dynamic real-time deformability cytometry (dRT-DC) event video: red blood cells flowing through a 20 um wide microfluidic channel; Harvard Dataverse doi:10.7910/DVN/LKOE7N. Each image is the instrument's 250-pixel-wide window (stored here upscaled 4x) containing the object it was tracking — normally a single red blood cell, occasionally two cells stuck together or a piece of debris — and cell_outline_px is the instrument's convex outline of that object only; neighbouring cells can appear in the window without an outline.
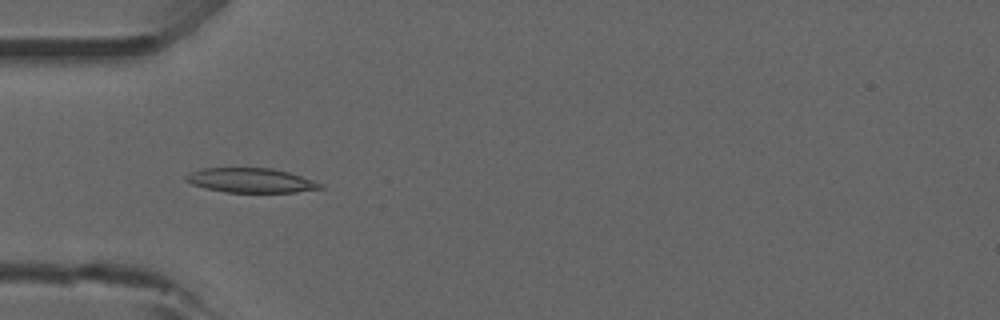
{"species": "common noctule bat (a hibernating species)", "species_latin": "Nyctalus noctula", "temperature_condition": "room temperature", "stored_images_in_passage": 21, "camera_frame_rate_fps": 3000, "um_per_image_px": 0.085, "animal": {"sex": "male", "forearm_length_mm": 52.5}, "frame": {"image": 1, "passage_image": 12, "time_ms": 3.667, "image_size_px": [1000, 320], "cell_outline_px": [[324, 188], [296, 192], [224, 192], [204, 188], [192, 184], [184, 180], [184, 176], [188, 172], [200, 168], [272, 168], [288, 172], [324, 184]], "centroid_in_image_um": [21.27, 15.33], "position_along_channel_um": 63.7, "area_um2": 19.31}}
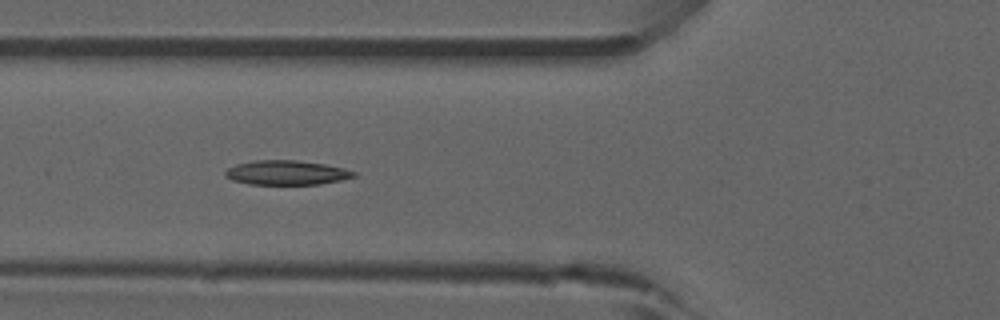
{"frame": {"image": 2, "passage_image": 15, "time_ms": 4.667, "image_size_px": [1000, 320], "cell_outline_px": [[356, 176], [340, 180], [320, 184], [248, 184], [232, 180], [224, 176], [224, 172], [228, 168], [236, 164], [252, 160], [296, 160], [324, 164], [344, 168], [356, 172]], "centroid_in_image_um": [24.32, 14.67], "position_along_channel_um": 101.5, "area_um2": 18.32}}
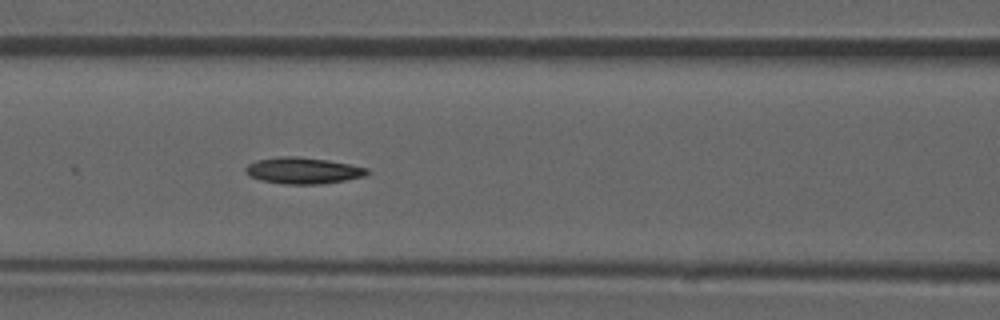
{"frame": {"image": 3, "passage_image": 18, "time_ms": 5.667, "image_size_px": [1000, 320], "cell_outline_px": [[372, 172], [364, 176], [344, 180], [320, 184], [284, 184], [260, 180], [248, 176], [244, 172], [244, 168], [248, 164], [256, 160], [280, 156], [296, 156], [328, 160], [368, 168]], "centroid_in_image_um": [25.72, 14.5], "position_along_channel_um": 140.9, "area_um2": 18.79}}